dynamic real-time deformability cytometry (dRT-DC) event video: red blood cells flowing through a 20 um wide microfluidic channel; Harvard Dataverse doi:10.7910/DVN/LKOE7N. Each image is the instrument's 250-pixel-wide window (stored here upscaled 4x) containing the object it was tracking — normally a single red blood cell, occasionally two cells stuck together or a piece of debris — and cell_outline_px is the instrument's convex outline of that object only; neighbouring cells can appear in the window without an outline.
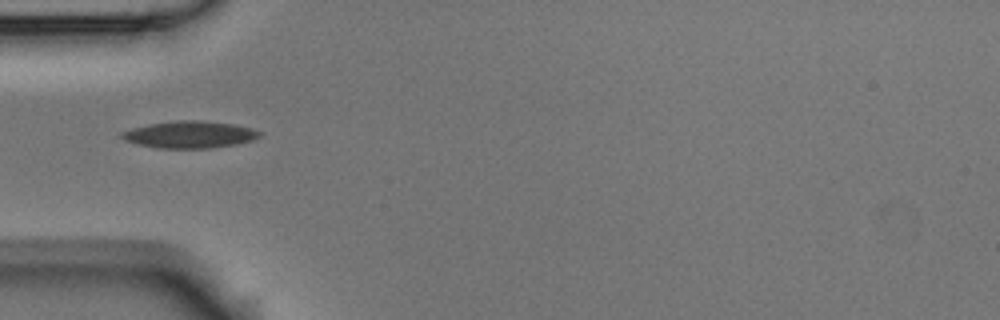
{"species": "Egyptian fruit bat (a non-hibernating species)", "species_latin": "Rousettus aegyptiacus", "temperature_condition": "room temperature", "stored_images_in_passage": 2, "camera_frame_rate_fps": 3000, "um_per_image_px": 0.085, "animal": {"sex": "male"}, "frame": {"image": 1, "passage_image": 1, "time_ms": 0.0, "image_size_px": [1000, 320], "cell_outline_px": [[260, 136], [252, 140], [236, 144], [212, 148], [156, 148], [124, 140], [120, 136], [120, 132], [132, 128], [148, 124], [176, 120], [200, 120], [232, 124], [252, 128], [260, 132]], "centroid_in_image_um": [16.1, 11.43], "position_along_channel_um": 68.9, "area_um2": 21.62}}
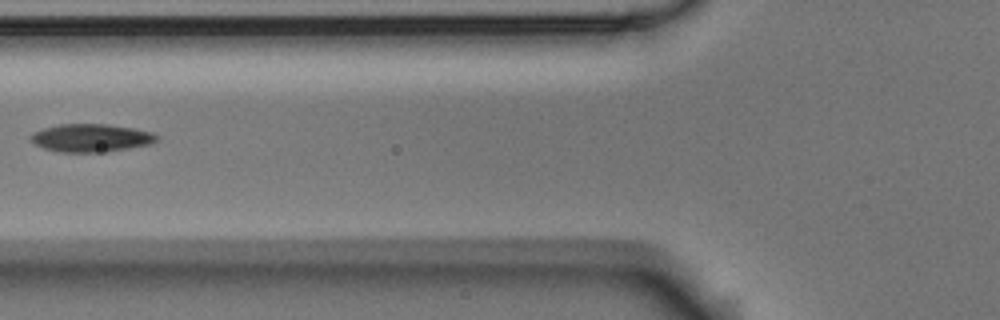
{"frame": {"image": 2, "passage_image": 2, "time_ms": 1.333, "image_size_px": [1000, 320], "cell_outline_px": [[160, 136], [156, 140], [148, 144], [104, 152], [60, 152], [44, 148], [36, 144], [28, 136], [32, 132], [44, 128], [60, 124], [108, 124], [132, 128], [152, 132]], "centroid_in_image_um": [7.71, 11.71], "position_along_channel_um": 118.1, "area_um2": 20.35}}